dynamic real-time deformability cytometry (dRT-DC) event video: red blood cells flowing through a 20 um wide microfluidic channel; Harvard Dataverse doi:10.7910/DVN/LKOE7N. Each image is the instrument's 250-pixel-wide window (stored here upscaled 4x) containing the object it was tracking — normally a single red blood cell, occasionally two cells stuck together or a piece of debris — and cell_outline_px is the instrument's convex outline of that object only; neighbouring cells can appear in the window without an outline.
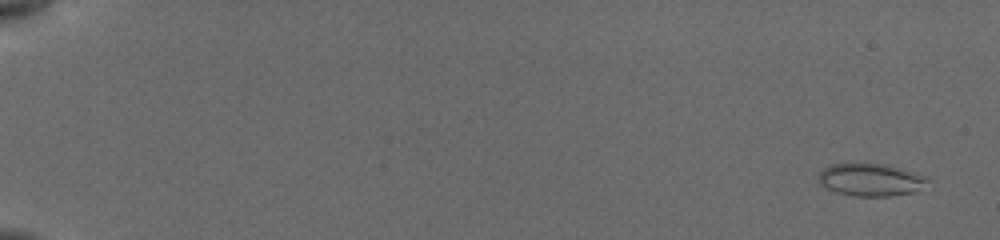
{"species": "common noctule bat (a hibernating species)", "species_latin": "Nyctalus noctula", "temperature_condition": "cold", "stored_images_in_passage": 7, "camera_frame_rate_fps": 3000, "um_per_image_px": 0.085, "animal": {"sex": "female", "body_mass_g": 19.5, "forearm_length_mm": 54.1}, "frame": {"image": 1, "passage_image": 1, "time_ms": 0.0, "image_size_px": [1000, 240], "cell_outline_px": [[928, 180], [912, 192], [888, 196], [856, 196], [836, 192], [824, 188], [820, 184], [820, 172], [824, 168], [832, 164], [884, 164], [900, 168], [928, 176]], "centroid_in_image_um": [73.97, 15.28], "position_along_channel_um": 11.0, "area_um2": 20.23}}